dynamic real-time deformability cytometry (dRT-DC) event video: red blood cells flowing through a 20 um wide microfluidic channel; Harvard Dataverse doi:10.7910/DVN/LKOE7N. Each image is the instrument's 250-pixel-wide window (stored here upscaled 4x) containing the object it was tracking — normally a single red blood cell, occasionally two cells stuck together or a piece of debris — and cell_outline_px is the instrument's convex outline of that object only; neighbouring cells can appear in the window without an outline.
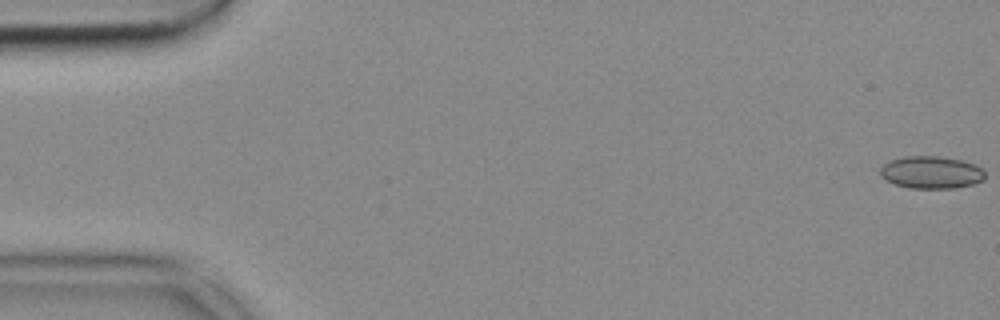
{"species": "common noctule bat (a hibernating species)", "species_latin": "Nyctalus noctula", "temperature_condition": "cold", "stored_images_in_passage": 54, "camera_frame_rate_fps": 3000, "um_per_image_px": 0.085, "animal": {"sex": "female", "body_mass_g": 18.4}, "frame": {"image": 1, "passage_image": 1, "time_ms": 0.0, "image_size_px": [1000, 320], "cell_outline_px": [[984, 180], [972, 184], [952, 188], [912, 188], [896, 184], [880, 176], [880, 168], [884, 164], [892, 160], [904, 156], [936, 156], [960, 160], [972, 164], [980, 168], [984, 172]], "centroid_in_image_um": [79.13, 14.65], "position_along_channel_um": 5.9, "area_um2": 19.42}}
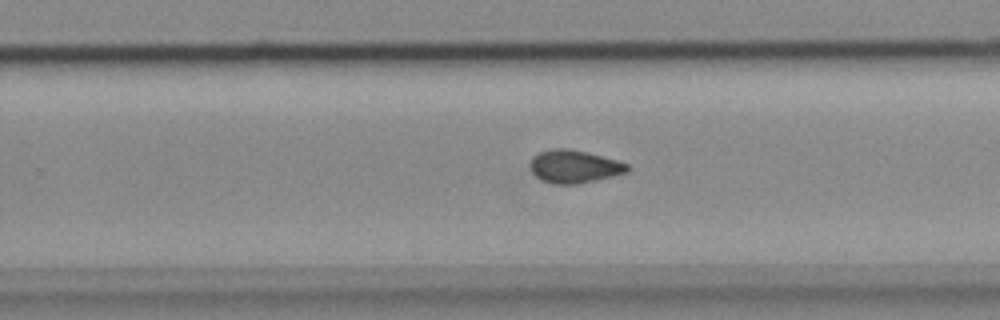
{"frame": {"image": 2, "passage_image": 34, "time_ms": 11.0, "image_size_px": [1000, 320], "cell_outline_px": [[628, 172], [596, 180], [576, 184], [556, 184], [544, 180], [536, 176], [532, 172], [528, 164], [532, 156], [540, 152], [552, 148], [568, 148], [588, 152], [620, 160], [628, 164]], "centroid_in_image_um": [48.81, 14.13], "position_along_channel_um": 281.0, "area_um2": 18.79}}
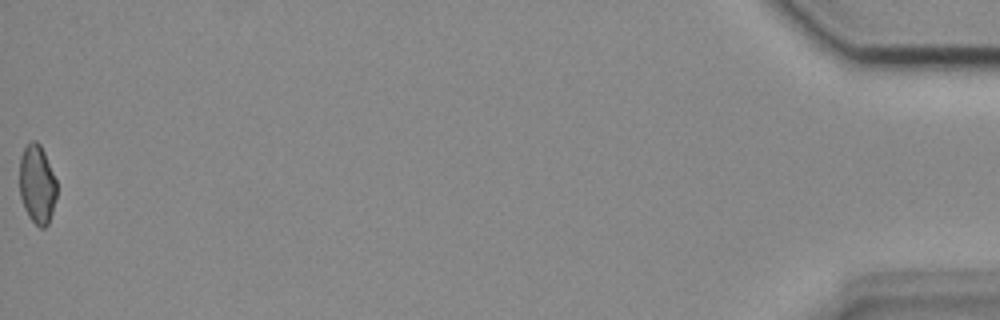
{"frame": {"image": 3, "passage_image": 54, "time_ms": 17.667, "image_size_px": [1000, 320], "cell_outline_px": [[56, 196], [52, 212], [48, 224], [44, 228], [40, 228], [28, 216], [24, 208], [20, 196], [20, 156], [24, 148], [32, 140], [36, 140], [40, 144], [44, 152], [56, 180]], "centroid_in_image_um": [3.15, 15.67], "position_along_channel_um": 432.1, "area_um2": 16.99}}